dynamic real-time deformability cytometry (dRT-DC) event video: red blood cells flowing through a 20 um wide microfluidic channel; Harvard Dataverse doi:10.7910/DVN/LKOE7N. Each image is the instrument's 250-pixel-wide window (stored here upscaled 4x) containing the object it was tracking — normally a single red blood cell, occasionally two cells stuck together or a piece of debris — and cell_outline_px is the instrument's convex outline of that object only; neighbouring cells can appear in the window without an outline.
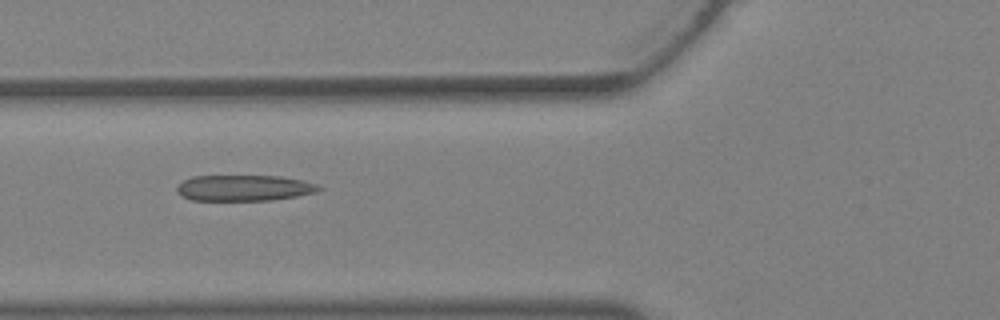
{"species": "Egyptian fruit bat (a non-hibernating species)", "species_latin": "Rousettus aegyptiacus", "temperature_condition": "warm", "stored_images_in_passage": 38, "camera_frame_rate_fps": 3000, "um_per_image_px": 0.085, "animal": {"sex": "female"}, "frame": {"image": 1, "passage_image": 14, "time_ms": 4.333, "image_size_px": [1000, 320], "cell_outline_px": [[324, 188], [316, 192], [296, 196], [272, 200], [192, 200], [176, 192], [176, 188], [184, 180], [192, 176], [280, 176], [304, 180], [316, 184]], "centroid_in_image_um": [20.77, 15.97], "position_along_channel_um": 105.0, "area_um2": 21.39}}
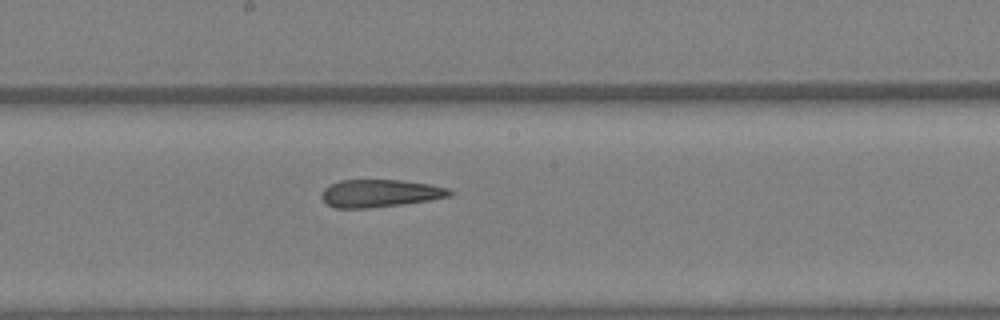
{"frame": {"image": 2, "passage_image": 20, "time_ms": 6.333, "image_size_px": [1000, 320], "cell_outline_px": [[452, 196], [428, 200], [400, 204], [368, 208], [332, 208], [320, 196], [324, 188], [340, 180], [400, 180], [432, 184], [448, 188], [452, 192]], "centroid_in_image_um": [32.29, 16.42], "position_along_channel_um": 215.9, "area_um2": 20.52}}
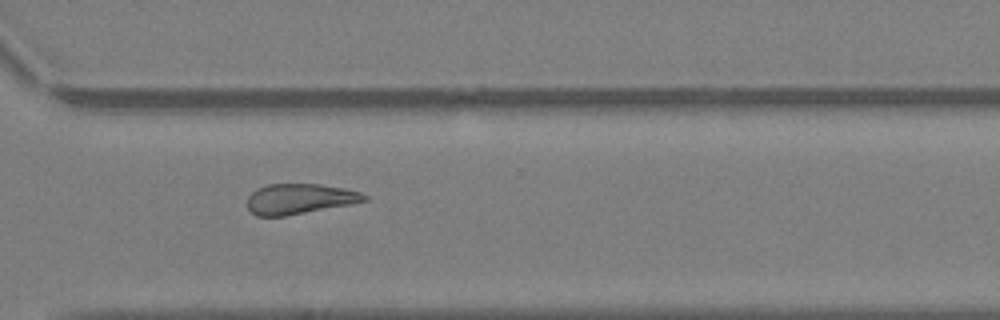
{"frame": {"image": 3, "passage_image": 27, "time_ms": 8.667, "image_size_px": [1000, 320], "cell_outline_px": [[368, 200], [348, 204], [284, 216], [256, 216], [248, 208], [248, 196], [252, 192], [268, 184], [320, 184], [344, 188], [360, 192], [368, 196]], "centroid_in_image_um": [25.45, 16.9], "position_along_channel_um": 345.1, "area_um2": 20.35}}